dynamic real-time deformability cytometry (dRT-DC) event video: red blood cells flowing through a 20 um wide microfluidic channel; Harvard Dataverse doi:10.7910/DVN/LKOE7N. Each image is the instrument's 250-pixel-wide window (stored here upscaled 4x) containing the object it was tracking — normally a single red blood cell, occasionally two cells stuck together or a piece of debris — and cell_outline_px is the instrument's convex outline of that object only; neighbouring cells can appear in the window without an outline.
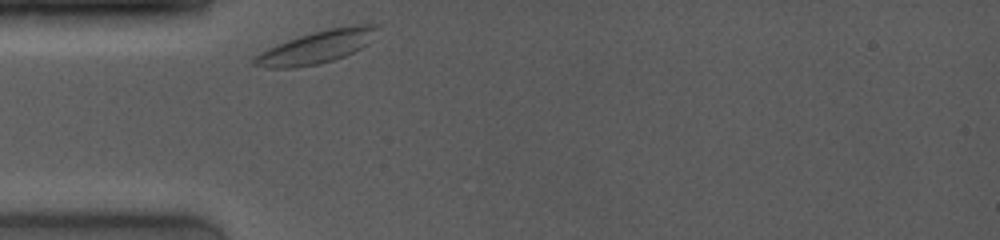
{"species": "common noctule bat (a hibernating species)", "species_latin": "Nyctalus noctula", "temperature_condition": "room temperature", "stored_images_in_passage": 1, "camera_frame_rate_fps": 4000, "um_per_image_px": 0.085, "animal": {"sex": "female", "body_mass_g": 19.0, "forearm_length_mm": 53.3}, "frame": {"image": 1, "passage_image": 1, "time_ms": 0.0, "image_size_px": [1000, 240], "cell_outline_px": [[380, 28], [368, 44], [344, 56], [332, 60], [316, 64], [292, 68], [264, 68], [252, 64], [252, 56], [268, 48], [288, 40], [312, 32], [328, 28], [356, 24], [376, 24]], "centroid_in_image_um": [26.9, 3.99], "position_along_channel_um": 58.1, "area_um2": 23.35}}